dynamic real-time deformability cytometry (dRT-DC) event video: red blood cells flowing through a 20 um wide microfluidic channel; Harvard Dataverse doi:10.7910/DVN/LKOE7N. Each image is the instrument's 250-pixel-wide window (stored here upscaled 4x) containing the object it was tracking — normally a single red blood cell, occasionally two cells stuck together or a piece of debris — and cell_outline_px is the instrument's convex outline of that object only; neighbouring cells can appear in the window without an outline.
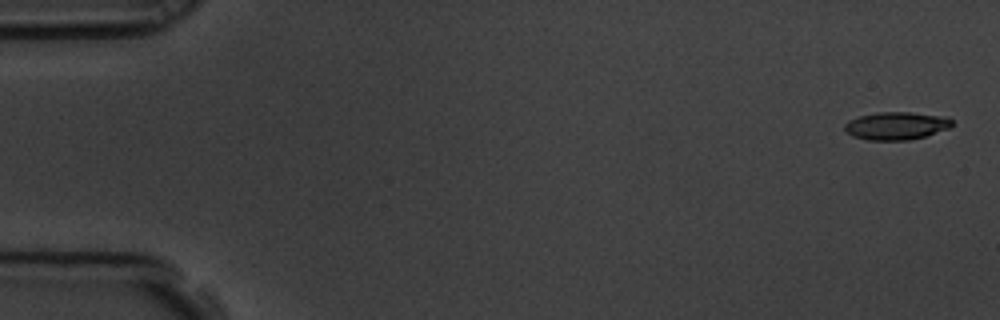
{"species": "common noctule bat (a hibernating species)", "species_latin": "Nyctalus noctula", "temperature_condition": "room temperature", "stored_images_in_passage": 9, "camera_frame_rate_fps": 3000, "um_per_image_px": 0.085, "animal": {"sex": "male", "body_mass_g": 19.5, "forearm_length_mm": 54.6}, "frame": {"image": 1, "passage_image": 1, "time_ms": 0.0, "image_size_px": [1000, 320], "cell_outline_px": [[952, 124], [948, 128], [924, 136], [908, 140], [868, 140], [852, 136], [844, 128], [844, 124], [848, 120], [860, 116], [876, 112], [912, 112], [948, 116], [952, 120]], "centroid_in_image_um": [76.18, 10.68], "position_along_channel_um": 8.8, "area_um2": 17.4}}
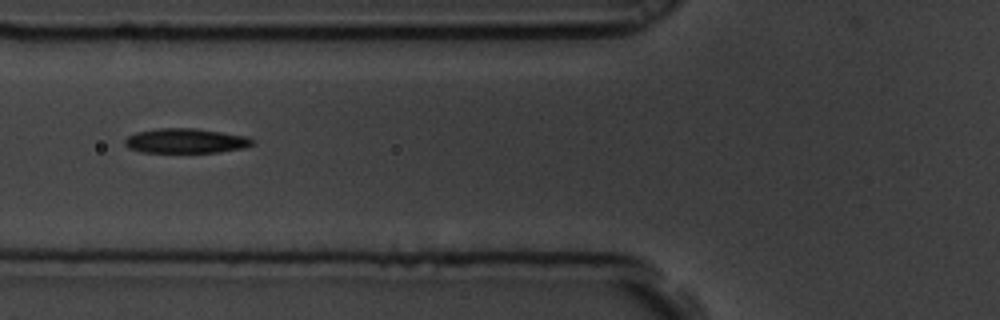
{"frame": {"image": 2, "passage_image": 7, "time_ms": 2.0, "image_size_px": [1000, 320], "cell_outline_px": [[252, 144], [244, 148], [220, 152], [140, 152], [128, 148], [124, 144], [124, 140], [128, 136], [136, 132], [160, 128], [196, 128], [248, 136], [252, 140]], "centroid_in_image_um": [15.77, 11.97], "position_along_channel_um": 110.0, "area_um2": 18.38}}
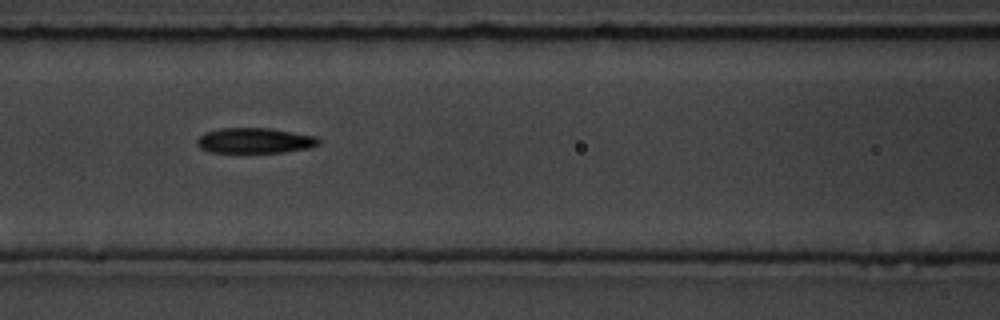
{"frame": {"image": 3, "passage_image": 8, "time_ms": 2.333, "image_size_px": [1000, 320], "cell_outline_px": [[320, 144], [308, 148], [284, 152], [212, 152], [200, 148], [196, 144], [196, 140], [204, 132], [220, 128], [268, 128], [316, 136], [320, 140]], "centroid_in_image_um": [21.64, 11.94], "position_along_channel_um": 145.0, "area_um2": 17.92}}